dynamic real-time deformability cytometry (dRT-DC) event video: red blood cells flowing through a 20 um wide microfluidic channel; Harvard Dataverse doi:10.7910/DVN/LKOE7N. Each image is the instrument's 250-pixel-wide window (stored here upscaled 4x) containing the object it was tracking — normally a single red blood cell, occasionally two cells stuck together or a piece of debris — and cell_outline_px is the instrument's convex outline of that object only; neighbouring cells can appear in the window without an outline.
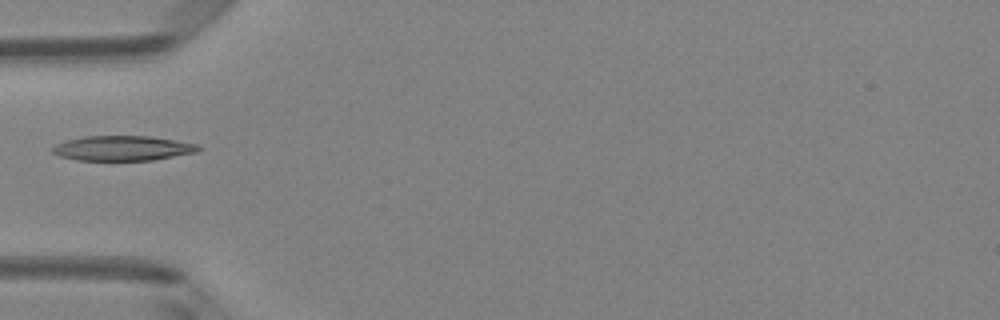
{"species": "Egyptian fruit bat (a non-hibernating species)", "species_latin": "Rousettus aegyptiacus", "temperature_condition": "room temperature", "stored_images_in_passage": 7, "camera_frame_rate_fps": 3000, "um_per_image_px": 0.085, "animal": {"sex": "female"}, "frame": {"image": 1, "passage_image": 5, "time_ms": 1.333, "image_size_px": [1000, 320], "cell_outline_px": [[200, 148], [196, 152], [152, 160], [76, 160], [60, 156], [52, 152], [52, 148], [56, 144], [64, 140], [84, 136], [148, 136], [200, 144]], "centroid_in_image_um": [10.4, 12.59], "position_along_channel_um": 74.6, "area_um2": 21.1}}
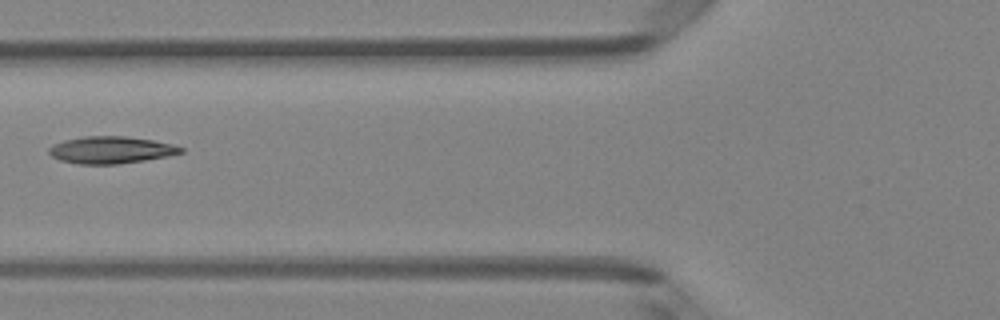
{"frame": {"image": 2, "passage_image": 6, "time_ms": 1.667, "image_size_px": [1000, 320], "cell_outline_px": [[184, 152], [168, 156], [144, 160], [116, 164], [76, 164], [60, 160], [52, 156], [48, 152], [48, 148], [52, 144], [64, 140], [84, 136], [124, 136], [152, 140], [172, 144], [184, 148]], "centroid_in_image_um": [9.4, 12.74], "position_along_channel_um": 116.4, "area_um2": 20.81}}
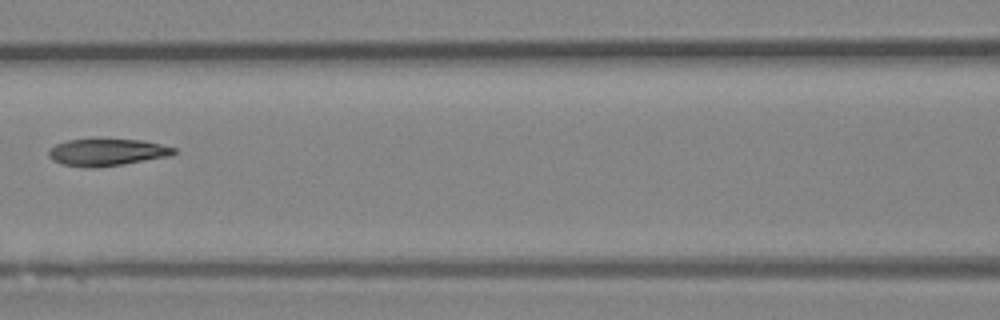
{"frame": {"image": 3, "passage_image": 7, "time_ms": 2.0, "image_size_px": [1000, 320], "cell_outline_px": [[176, 152], [172, 156], [124, 164], [96, 168], [84, 168], [60, 164], [52, 160], [48, 156], [48, 152], [56, 144], [68, 140], [96, 136], [140, 140], [160, 144], [176, 148]], "centroid_in_image_um": [9.07, 12.91], "position_along_channel_um": 157.5, "area_um2": 20.75}}